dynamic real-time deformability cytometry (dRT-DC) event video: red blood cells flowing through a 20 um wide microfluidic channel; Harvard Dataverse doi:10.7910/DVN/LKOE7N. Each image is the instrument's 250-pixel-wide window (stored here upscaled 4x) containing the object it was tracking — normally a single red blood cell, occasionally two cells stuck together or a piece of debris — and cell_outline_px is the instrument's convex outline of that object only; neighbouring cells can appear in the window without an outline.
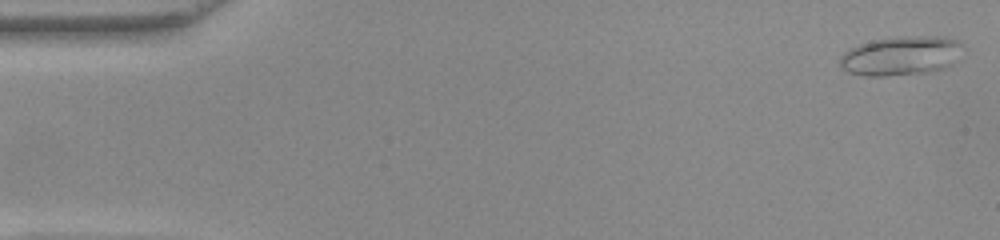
{"species": "common noctule bat (a hibernating species)", "species_latin": "Nyctalus noctula", "temperature_condition": "warm", "stored_images_in_passage": 52, "camera_frame_rate_fps": 3000, "um_per_image_px": 0.085, "animal": {"sex": "female", "body_mass_g": 22.0, "forearm_length_mm": 56.7}, "frame": {"image": 1, "passage_image": 1, "time_ms": 0.0, "image_size_px": [1000, 240], "cell_outline_px": [[964, 44], [960, 60], [936, 72], [888, 76], [864, 76], [848, 72], [840, 68], [840, 56], [844, 52], [860, 44], [872, 40], [896, 36], [944, 36], [960, 40]], "centroid_in_image_um": [76.67, 4.74], "position_along_channel_um": 8.3, "area_um2": 28.96}}
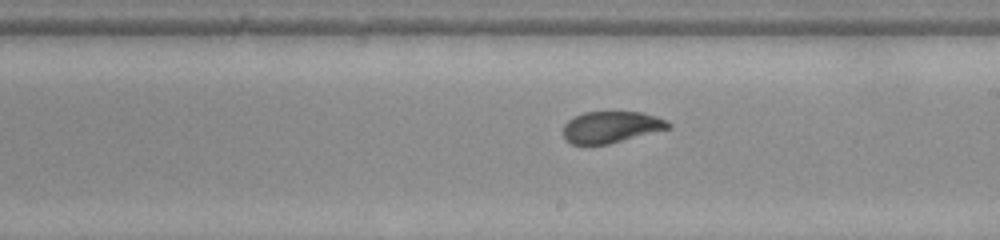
{"frame": {"image": 2, "passage_image": 29, "time_ms": 9.333, "image_size_px": [1000, 240], "cell_outline_px": [[672, 128], [608, 144], [572, 144], [564, 140], [564, 124], [568, 120], [584, 112], [640, 112], [656, 116], [672, 124]], "centroid_in_image_um": [51.95, 10.8], "position_along_channel_um": 237.0, "area_um2": 19.25}}
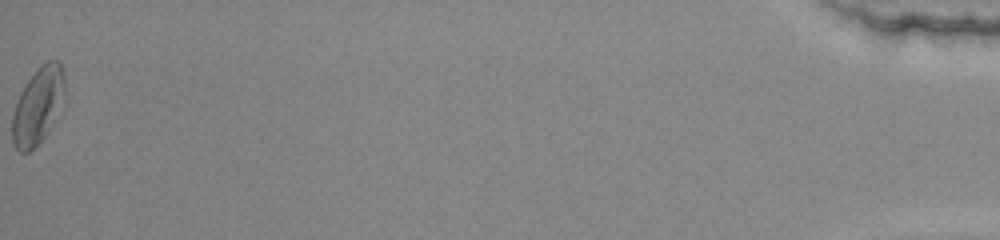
{"frame": {"image": 3, "passage_image": 52, "time_ms": 17.0, "image_size_px": [1000, 240], "cell_outline_px": [[64, 100], [52, 124], [44, 136], [28, 152], [20, 152], [16, 148], [12, 140], [12, 116], [16, 100], [24, 84], [36, 68], [40, 64], [48, 60], [56, 60], [60, 64], [64, 72]], "centroid_in_image_um": [3.21, 8.94], "position_along_channel_um": 432.0, "area_um2": 23.41}, "authors_computed_cell_mechanics": {"area_um2": 20.4901, "velocity_mm_per_s": 3.9102, "shape_relaxation_time_tau1_ms": 5.0352, "shape_relaxation_time_tau2_ms": 1.2609, "deformation_change_tau1": 0.1599, "deformation_change_tau2": 0.0672}}